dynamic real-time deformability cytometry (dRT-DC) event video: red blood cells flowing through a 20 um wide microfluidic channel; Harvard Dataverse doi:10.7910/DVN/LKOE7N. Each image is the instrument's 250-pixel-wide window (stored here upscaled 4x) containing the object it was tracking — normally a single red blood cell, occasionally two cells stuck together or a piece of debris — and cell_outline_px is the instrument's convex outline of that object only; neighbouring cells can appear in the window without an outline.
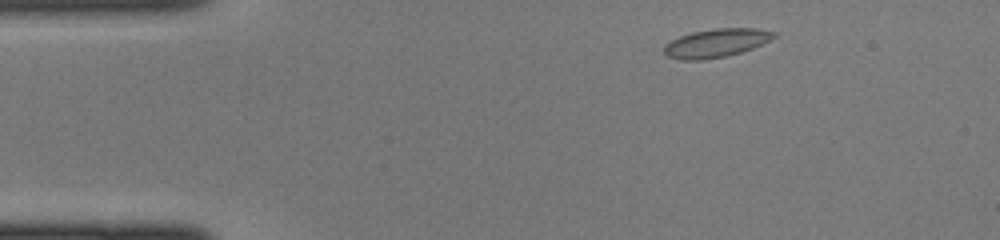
{"species": "common noctule bat (a hibernating species)", "species_latin": "Nyctalus noctula", "temperature_condition": "cold", "stored_images_in_passage": 40, "camera_frame_rate_fps": 3000, "um_per_image_px": 0.085, "animal": {"sex": "female", "body_mass_g": 22.0, "forearm_length_mm": 56.7}, "frame": {"image": 1, "passage_image": 2, "time_ms": 0.333, "image_size_px": [1000, 240], "cell_outline_px": [[776, 36], [752, 48], [728, 56], [700, 60], [680, 60], [668, 56], [664, 52], [664, 44], [680, 36], [692, 32], [716, 28], [756, 28], [776, 32]], "centroid_in_image_um": [60.85, 3.65], "position_along_channel_um": 24.2, "area_um2": 18.09}}
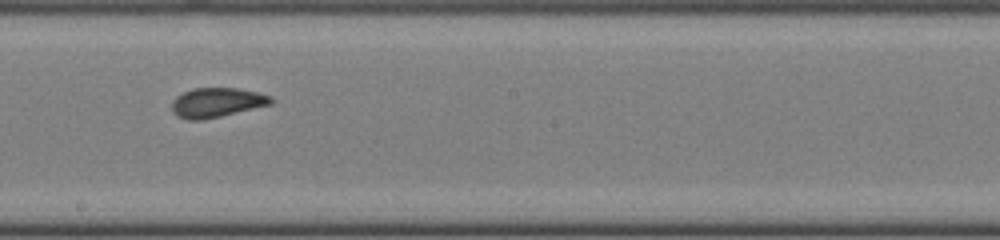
{"frame": {"image": 2, "passage_image": 20, "time_ms": 6.333, "image_size_px": [1000, 240], "cell_outline_px": [[276, 100], [272, 104], [220, 116], [200, 120], [188, 120], [176, 116], [172, 112], [172, 100], [176, 96], [192, 88], [236, 88], [256, 92], [272, 96]], "centroid_in_image_um": [18.42, 8.71], "position_along_channel_um": 229.8, "area_um2": 17.11}}
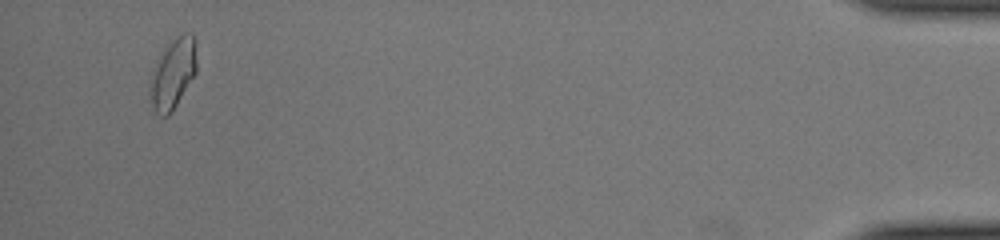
{"frame": {"image": 3, "passage_image": 38, "time_ms": 12.333, "image_size_px": [1000, 240], "cell_outline_px": [[196, 72], [172, 112], [168, 116], [160, 116], [152, 108], [148, 100], [148, 88], [156, 60], [184, 32], [192, 32], [196, 40]], "centroid_in_image_um": [14.68, 6.33], "position_along_channel_um": 420.5, "area_um2": 18.96}}